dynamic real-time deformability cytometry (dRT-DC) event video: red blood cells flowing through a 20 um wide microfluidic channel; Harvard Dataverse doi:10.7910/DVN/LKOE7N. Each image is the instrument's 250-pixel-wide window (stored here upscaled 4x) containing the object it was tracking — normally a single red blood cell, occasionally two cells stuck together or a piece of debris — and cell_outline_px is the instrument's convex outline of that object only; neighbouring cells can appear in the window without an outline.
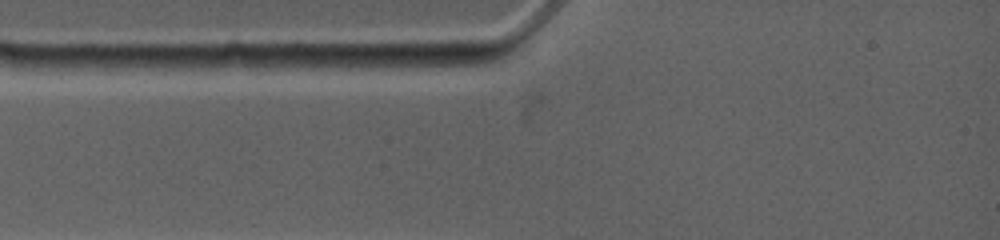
{"species": "common noctule bat (a hibernating species)", "species_latin": "Nyctalus noctula", "temperature_condition": "warm", "stored_images_in_passage": 5, "camera_frame_rate_fps": 4500, "um_per_image_px": 0.085, "animal": {"sex": "female", "body_mass_g": 19.0, "forearm_length_mm": 53.3}, "frame": {"image": 1, "passage_image": 1, "time_ms": 0.0, "image_size_px": [1000, 240], "cell_outline_px": [[476, 64], [448, 72], [416, 72], [336, 64], [352, 56], [456, 52], [460, 52]], "centroid_in_image_um": [35.08, 5.27], "position_along_channel_um": 49.9, "area_um2": 13.99}}